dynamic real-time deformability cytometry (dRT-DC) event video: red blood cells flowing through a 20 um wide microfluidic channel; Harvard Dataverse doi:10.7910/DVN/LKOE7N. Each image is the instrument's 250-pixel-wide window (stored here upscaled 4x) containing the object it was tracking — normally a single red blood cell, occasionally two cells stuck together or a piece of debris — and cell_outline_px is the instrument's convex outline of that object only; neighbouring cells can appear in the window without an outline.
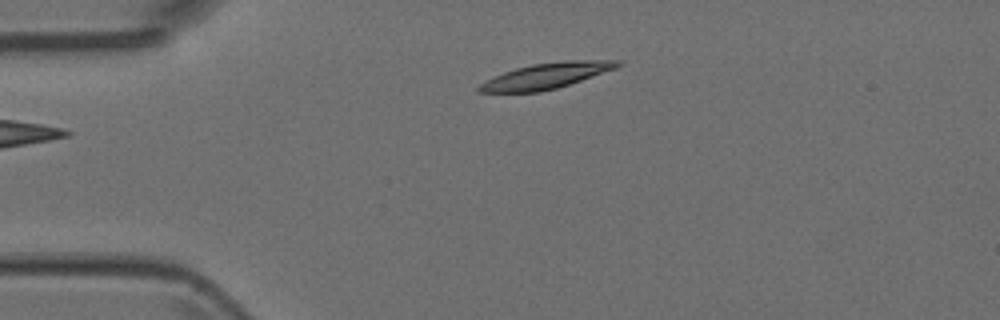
{"species": "Egyptian fruit bat (a non-hibernating species)", "species_latin": "Rousettus aegyptiacus", "temperature_condition": "room temperature", "stored_images_in_passage": 3, "camera_frame_rate_fps": 3000, "um_per_image_px": 0.085, "animal": {"sex": "female"}, "frame": {"image": 1, "passage_image": 1, "time_ms": 0.0, "image_size_px": [1000, 320], "cell_outline_px": [[620, 64], [616, 68], [556, 88], [540, 92], [476, 92], [476, 88], [480, 84], [504, 72], [516, 68], [532, 64], [564, 60], [620, 60]], "centroid_in_image_um": [46.4, 6.44], "position_along_channel_um": 38.6, "area_um2": 20.35}}
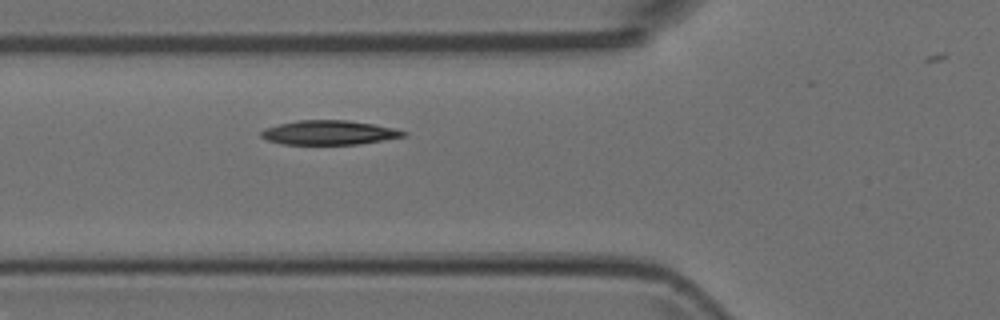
{"frame": {"image": 2, "passage_image": 3, "time_ms": 0.667, "image_size_px": [1000, 320], "cell_outline_px": [[408, 136], [360, 144], [280, 144], [268, 140], [260, 136], [260, 132], [264, 128], [280, 124], [300, 120], [348, 120], [396, 128], [408, 132]], "centroid_in_image_um": [28.01, 11.27], "position_along_channel_um": 97.8, "area_um2": 20.23}}